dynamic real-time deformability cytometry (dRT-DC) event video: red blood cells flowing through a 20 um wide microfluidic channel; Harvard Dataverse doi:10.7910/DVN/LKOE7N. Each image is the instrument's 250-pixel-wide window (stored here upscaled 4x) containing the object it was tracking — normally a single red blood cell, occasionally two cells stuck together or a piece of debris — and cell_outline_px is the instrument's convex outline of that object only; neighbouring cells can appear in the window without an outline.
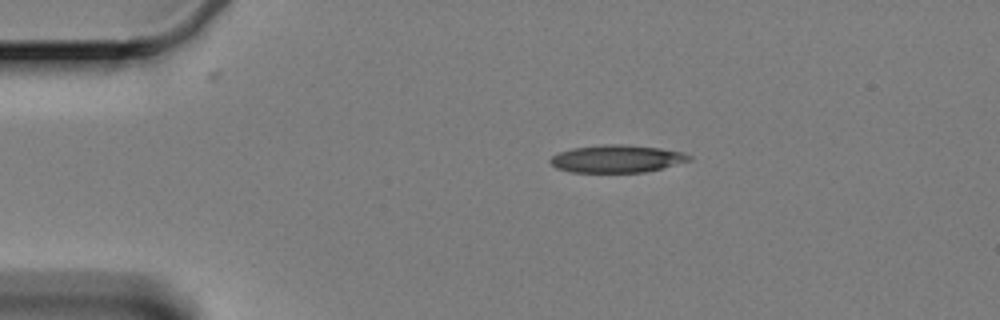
{"species": "Egyptian fruit bat (a non-hibernating species)", "species_latin": "Rousettus aegyptiacus", "temperature_condition": "cold", "stored_images_in_passage": 35, "camera_frame_rate_fps": 3000, "um_per_image_px": 0.085, "animal": {"sex": "female"}, "frame": {"image": 1, "passage_image": 1, "time_ms": 0.0, "image_size_px": [1000, 320], "cell_outline_px": [[692, 160], [644, 172], [572, 172], [556, 168], [548, 160], [552, 156], [560, 152], [576, 148], [612, 144], [660, 148], [680, 152], [692, 156]], "centroid_in_image_um": [52.42, 13.51], "position_along_channel_um": 32.6, "area_um2": 21.73}}
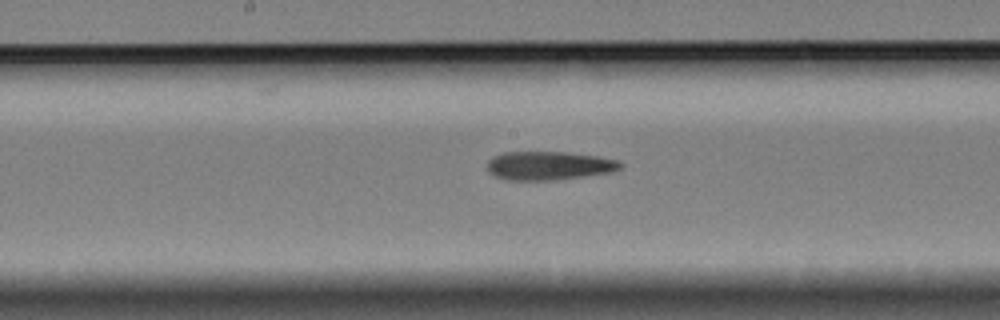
{"frame": {"image": 2, "passage_image": 20, "time_ms": 6.333, "image_size_px": [1000, 320], "cell_outline_px": [[624, 164], [620, 168], [608, 172], [552, 180], [504, 180], [488, 172], [488, 160], [492, 156], [504, 152], [564, 152], [596, 156], [616, 160]], "centroid_in_image_um": [46.58, 14.07], "position_along_channel_um": 201.6, "area_um2": 21.91}}
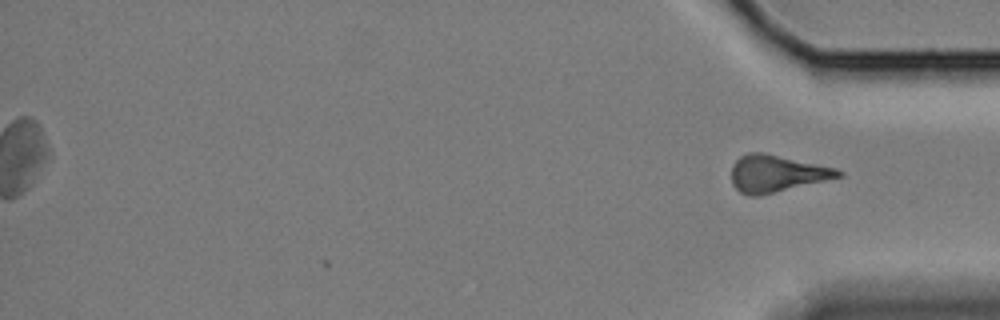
{"frame": {"image": 3, "passage_image": 35, "time_ms": 11.333, "image_size_px": [1000, 320], "cell_outline_px": [[844, 176], [756, 196], [748, 196], [740, 192], [732, 184], [732, 164], [740, 156], [748, 152], [760, 152], [836, 168], [844, 172]], "centroid_in_image_um": [65.99, 14.75], "position_along_channel_um": 369.2, "area_um2": 22.66}, "authors_computed_cell_mechanics": {"area_um2": 21.964, "velocity_mm_per_s": 3.369, "shape_relaxation_time_tau1_ms": null, "shape_relaxation_time_tau2_ms": 3.7359, "deformation_change_tau1": null, "deformation_change_tau2": 0.1569}}